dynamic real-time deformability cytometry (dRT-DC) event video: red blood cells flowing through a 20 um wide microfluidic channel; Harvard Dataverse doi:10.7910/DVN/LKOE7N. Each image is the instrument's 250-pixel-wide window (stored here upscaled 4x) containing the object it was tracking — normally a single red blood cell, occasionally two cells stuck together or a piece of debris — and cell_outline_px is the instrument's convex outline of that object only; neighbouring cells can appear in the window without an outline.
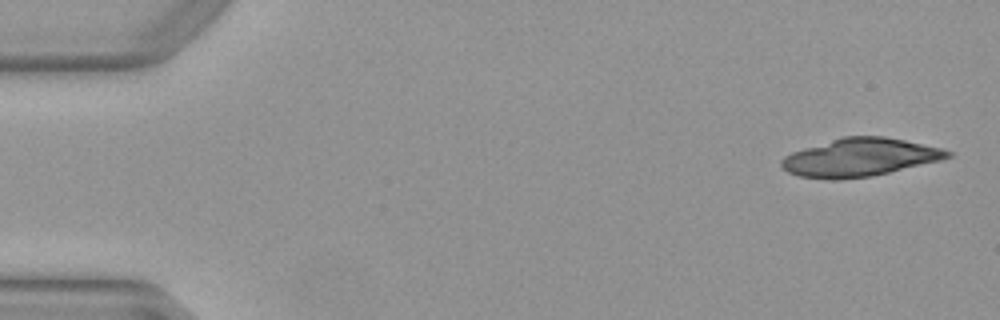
{"species": "Egyptian fruit bat (a non-hibernating species)", "species_latin": "Rousettus aegyptiacus", "temperature_condition": "warm", "stored_images_in_passage": 5, "camera_frame_rate_fps": 3000, "um_per_image_px": 0.085, "animal": {"sex": "female"}, "frame": {"image": 1, "passage_image": 1, "time_ms": 0.0, "image_size_px": [1000, 320], "cell_outline_px": [[952, 156], [940, 160], [872, 176], [840, 180], [832, 180], [800, 176], [788, 172], [780, 168], [780, 160], [784, 156], [792, 152], [804, 148], [844, 136], [884, 136], [944, 148], [952, 152]], "centroid_in_image_um": [73.07, 13.38], "position_along_channel_um": 11.9, "area_um2": 36.82}}